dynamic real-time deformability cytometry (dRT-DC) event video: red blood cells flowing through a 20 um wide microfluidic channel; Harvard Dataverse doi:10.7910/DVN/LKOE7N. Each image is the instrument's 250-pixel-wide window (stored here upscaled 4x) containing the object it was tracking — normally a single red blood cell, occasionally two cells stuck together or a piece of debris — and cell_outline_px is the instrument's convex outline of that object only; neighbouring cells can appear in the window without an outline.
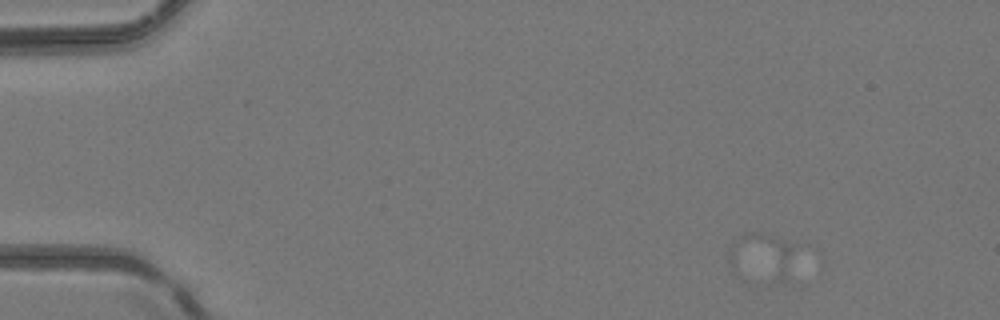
{"species": "common noctule bat (a hibernating species)", "species_latin": "Nyctalus noctula", "temperature_condition": "room temperature", "stored_images_in_passage": 4, "camera_frame_rate_fps": 3000, "um_per_image_px": 0.085, "animal": {"sex": "female", "body_mass_g": 24.6, "forearm_length_mm": 56.2}, "frame": {"image": 1, "passage_image": 1, "time_ms": 0.0, "image_size_px": [1000, 320], "cell_outline_px": [[796, 244], [788, 280], [776, 280], [740, 240], [744, 232], [760, 232]], "centroid_in_image_um": [65.54, 21.51], "position_along_channel_um": 19.5, "area_um2": 11.5}}